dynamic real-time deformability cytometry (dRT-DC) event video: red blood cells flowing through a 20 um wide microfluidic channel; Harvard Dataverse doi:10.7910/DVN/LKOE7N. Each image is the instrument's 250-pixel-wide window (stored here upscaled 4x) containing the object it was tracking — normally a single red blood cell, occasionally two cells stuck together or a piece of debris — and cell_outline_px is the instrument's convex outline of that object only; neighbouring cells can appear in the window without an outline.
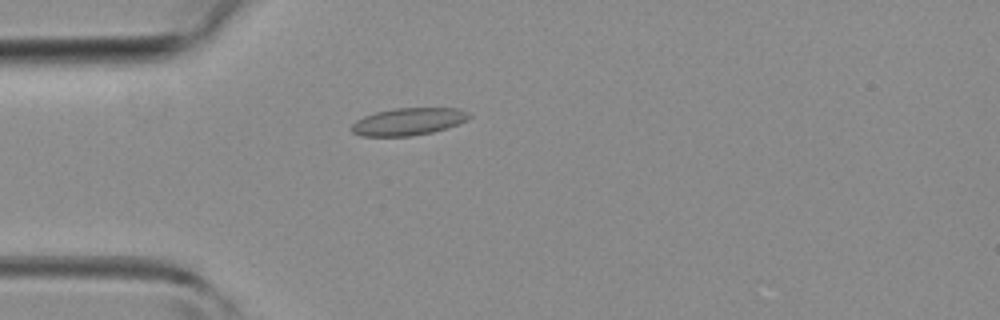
{"species": "common noctule bat (a hibernating species)", "species_latin": "Nyctalus noctula", "temperature_condition": "room temperature", "stored_images_in_passage": 33, "camera_frame_rate_fps": 3000, "um_per_image_px": 0.085, "animal": {"sex": "female", "body_mass_g": 19.3, "forearm_length_mm": 54.1}, "frame": {"image": 1, "passage_image": 1, "time_ms": 0.0, "image_size_px": [1000, 320], "cell_outline_px": [[472, 116], [456, 124], [432, 132], [412, 136], [360, 136], [352, 132], [352, 124], [356, 120], [364, 116], [376, 112], [396, 108], [460, 108], [468, 112]], "centroid_in_image_um": [34.68, 10.33], "position_along_channel_um": 50.3, "area_um2": 18.55}}
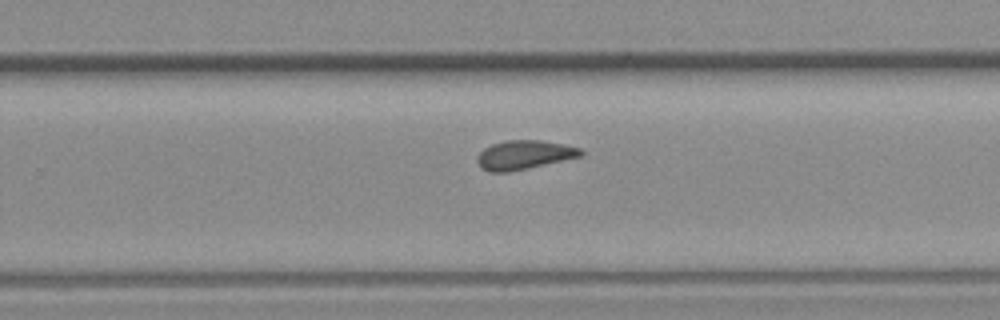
{"frame": {"image": 2, "passage_image": 17, "time_ms": 5.333, "image_size_px": [1000, 320], "cell_outline_px": [[584, 156], [528, 168], [508, 172], [488, 172], [480, 168], [476, 160], [476, 156], [484, 148], [492, 144], [504, 140], [540, 140], [564, 144], [580, 148], [584, 152]], "centroid_in_image_um": [44.54, 13.17], "position_along_channel_um": 285.3, "area_um2": 17.74}}
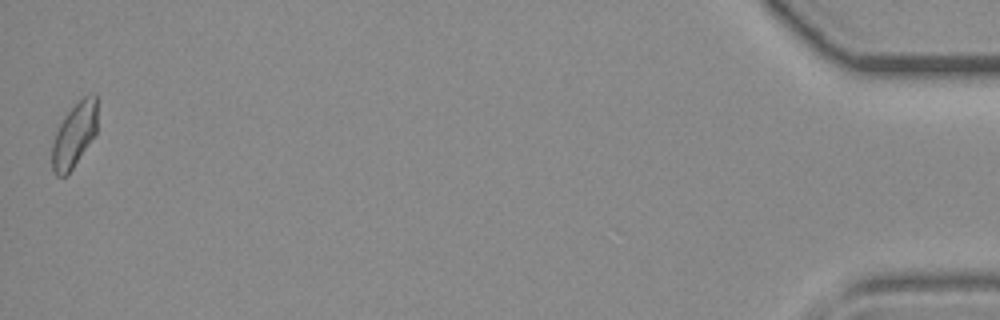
{"frame": {"image": 3, "passage_image": 33, "time_ms": 10.667, "image_size_px": [1000, 320], "cell_outline_px": [[96, 132], [72, 168], [64, 176], [56, 176], [52, 172], [52, 144], [56, 132], [60, 124], [68, 112], [84, 96], [96, 92]], "centroid_in_image_um": [6.29, 11.47], "position_along_channel_um": 428.9, "area_um2": 16.47}}